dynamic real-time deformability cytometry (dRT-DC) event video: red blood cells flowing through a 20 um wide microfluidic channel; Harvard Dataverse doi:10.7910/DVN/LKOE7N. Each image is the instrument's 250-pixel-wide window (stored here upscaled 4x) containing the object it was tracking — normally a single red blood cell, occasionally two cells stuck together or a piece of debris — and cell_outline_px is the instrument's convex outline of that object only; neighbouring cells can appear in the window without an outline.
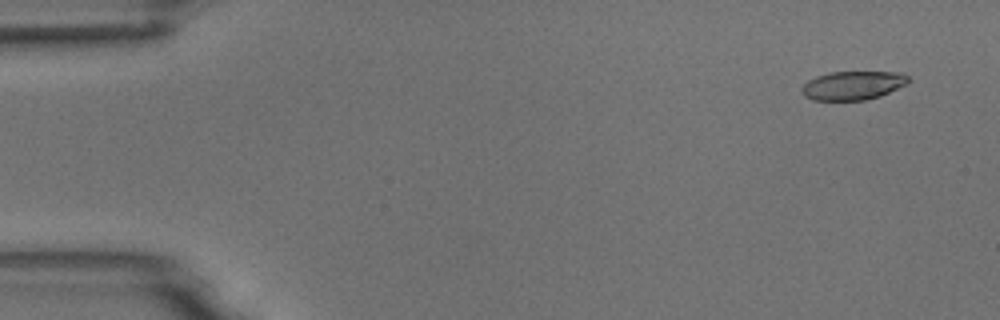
{"species": "common noctule bat (a hibernating species)", "species_latin": "Nyctalus noctula", "temperature_condition": "room temperature", "stored_images_in_passage": 4, "camera_frame_rate_fps": 3000, "um_per_image_px": 0.085, "animal": {"sex": "male", "body_mass_g": 18.8}, "frame": {"image": 1, "passage_image": 1, "time_ms": 0.0, "image_size_px": [1000, 320], "cell_outline_px": [[912, 80], [908, 84], [880, 96], [864, 100], [812, 100], [804, 96], [800, 88], [808, 80], [816, 76], [828, 72], [900, 72], [908, 76]], "centroid_in_image_um": [72.51, 7.26], "position_along_channel_um": 12.5, "area_um2": 18.03}}
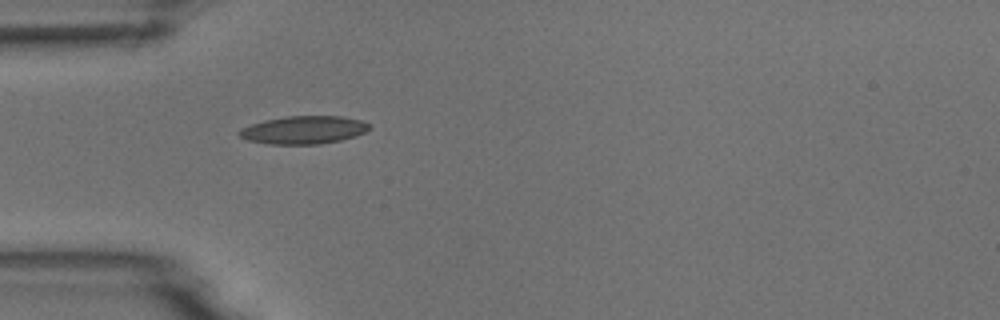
{"frame": {"image": 2, "passage_image": 4, "time_ms": 4.333, "image_size_px": [1000, 320], "cell_outline_px": [[372, 128], [356, 136], [340, 140], [320, 144], [268, 144], [248, 140], [240, 136], [236, 132], [240, 128], [264, 120], [288, 116], [340, 116], [360, 120], [368, 124]], "centroid_in_image_um": [25.79, 11.04], "position_along_channel_um": 59.2, "area_um2": 21.15}}